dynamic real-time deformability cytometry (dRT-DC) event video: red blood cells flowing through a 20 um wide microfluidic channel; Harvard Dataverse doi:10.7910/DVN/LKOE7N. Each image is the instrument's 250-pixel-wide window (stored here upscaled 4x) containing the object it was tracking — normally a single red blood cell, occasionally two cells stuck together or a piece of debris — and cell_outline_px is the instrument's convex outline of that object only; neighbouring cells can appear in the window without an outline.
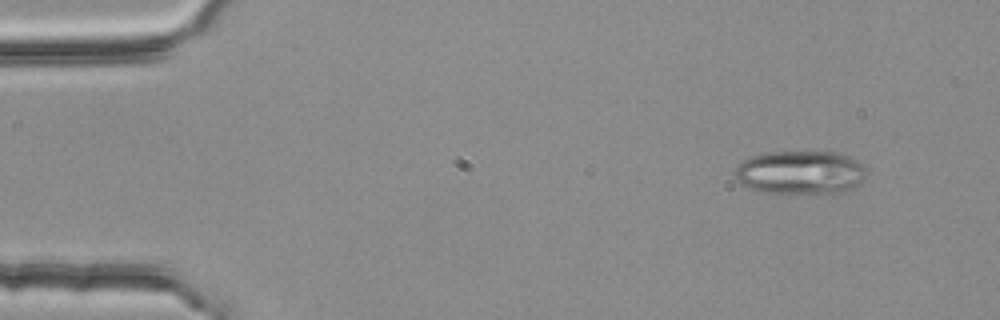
{"species": "common noctule bat (a hibernating species)", "species_latin": "Nyctalus noctula", "temperature_condition": "room temperature", "stored_images_in_passage": 5, "camera_frame_rate_fps": 3000, "um_per_image_px": 0.085, "animal": {"sex": "female", "body_mass_g": 25.1}, "frame": {"image": 1, "passage_image": 5, "time_ms": 1.333, "image_size_px": [1000, 320], "cell_outline_px": [[868, 172], [852, 188], [840, 196], [764, 192], [748, 188], [736, 180], [736, 168], [744, 160], [752, 156], [768, 152], [840, 152], [852, 156]], "centroid_in_image_um": [68.08, 14.7], "position_along_channel_um": 16.9, "area_um2": 34.1}}